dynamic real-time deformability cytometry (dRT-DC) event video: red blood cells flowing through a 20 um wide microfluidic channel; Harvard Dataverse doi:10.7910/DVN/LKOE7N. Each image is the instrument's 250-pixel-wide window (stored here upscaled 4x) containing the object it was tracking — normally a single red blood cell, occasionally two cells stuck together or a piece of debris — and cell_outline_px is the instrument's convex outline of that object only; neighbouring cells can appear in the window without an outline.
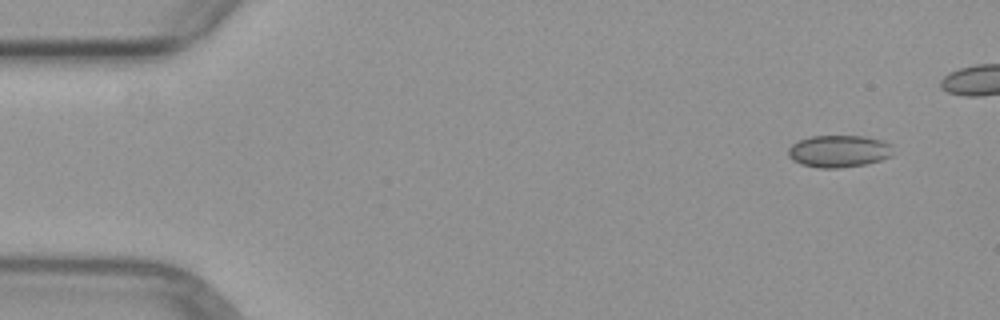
{"species": "common noctule bat (a hibernating species)", "species_latin": "Nyctalus noctula", "temperature_condition": "warm", "stored_images_in_passage": 5, "camera_frame_rate_fps": 3000, "um_per_image_px": 0.085, "animal": {"sex": "female", "body_mass_g": 29.2, "forearm_length_mm": 56.3}, "frame": {"image": 1, "passage_image": 1, "time_ms": 0.0, "image_size_px": [1000, 320], "cell_outline_px": [[892, 156], [880, 160], [864, 164], [836, 168], [820, 168], [800, 164], [792, 160], [788, 156], [788, 148], [792, 144], [800, 140], [812, 136], [864, 136], [884, 140], [892, 144]], "centroid_in_image_um": [71.31, 12.85], "position_along_channel_um": 13.7, "area_um2": 19.71}}
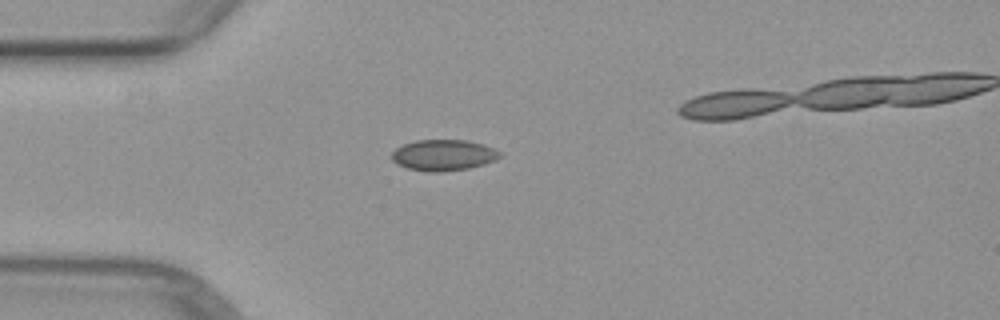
{"frame": {"image": 2, "passage_image": 4, "time_ms": 3.333, "image_size_px": [1000, 320], "cell_outline_px": [[500, 156], [496, 160], [484, 164], [468, 168], [440, 172], [432, 172], [408, 168], [396, 164], [392, 160], [392, 152], [396, 148], [404, 144], [416, 140], [468, 140], [484, 144], [500, 152]], "centroid_in_image_um": [37.69, 13.18], "position_along_channel_um": 47.3, "area_um2": 19.48}}